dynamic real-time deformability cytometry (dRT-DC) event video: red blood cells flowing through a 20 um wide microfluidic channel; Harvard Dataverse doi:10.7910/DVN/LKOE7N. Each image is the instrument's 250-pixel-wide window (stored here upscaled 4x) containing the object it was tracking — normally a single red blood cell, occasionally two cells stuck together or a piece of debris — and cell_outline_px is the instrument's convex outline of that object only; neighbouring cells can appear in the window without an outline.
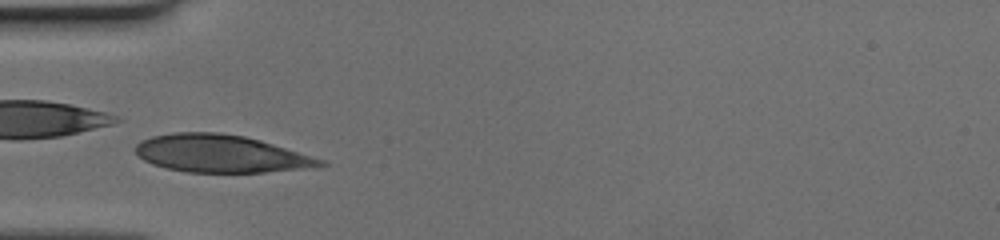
{"species": "human", "species_latin": "Homo sapiens", "temperature_condition": "cold", "stored_images_in_passage": 34, "camera_frame_rate_fps": 3000, "um_per_image_px": 0.085, "donor": {"sex": "female"}, "frame": {"image": 1, "passage_image": 5, "time_ms": 1.333, "image_size_px": [1000, 240], "cell_outline_px": [[328, 164], [304, 168], [264, 172], [188, 172], [168, 168], [152, 164], [136, 156], [136, 144], [140, 140], [152, 136], [172, 132], [220, 132], [244, 136], [260, 140], [324, 160]], "centroid_in_image_um": [18.69, 13.05], "position_along_channel_um": 66.3, "area_um2": 40.17}}
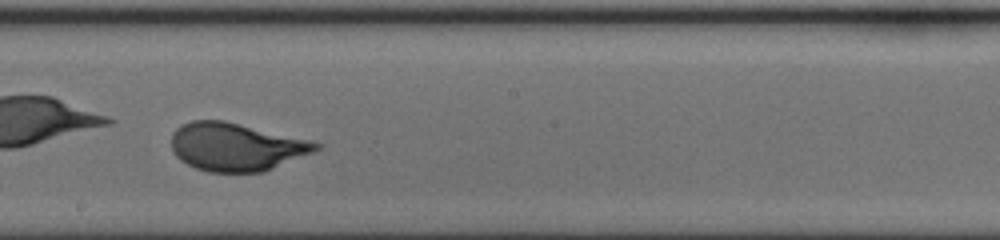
{"frame": {"image": 2, "passage_image": 17, "time_ms": 5.333, "image_size_px": [1000, 240], "cell_outline_px": [[324, 144], [320, 148], [312, 152], [272, 168], [260, 172], [208, 172], [196, 168], [180, 160], [172, 152], [172, 132], [180, 124], [192, 120], [224, 120], [312, 140]], "centroid_in_image_um": [20.05, 12.46], "position_along_channel_um": 228.2, "area_um2": 40.52}}
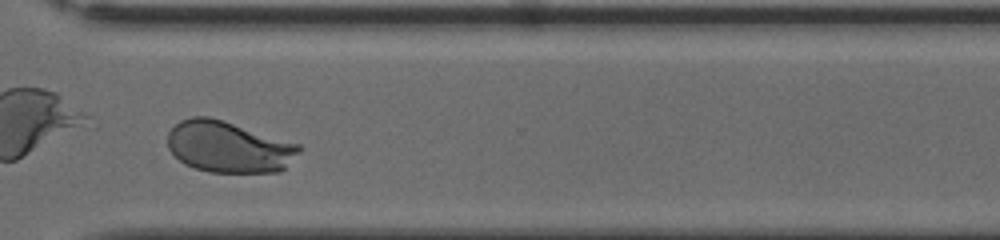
{"frame": {"image": 3, "passage_image": 26, "time_ms": 8.333, "image_size_px": [1000, 240], "cell_outline_px": [[304, 148], [280, 172], [208, 172], [184, 164], [168, 148], [168, 132], [180, 120], [192, 116], [208, 116], [300, 144]], "centroid_in_image_um": [19.44, 12.49], "position_along_channel_um": 351.2, "area_um2": 39.19}}